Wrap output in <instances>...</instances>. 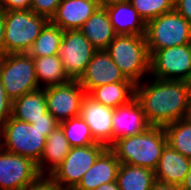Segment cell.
I'll return each mask as SVG.
<instances>
[{"label":"cell","mask_w":191,"mask_h":190,"mask_svg":"<svg viewBox=\"0 0 191 190\" xmlns=\"http://www.w3.org/2000/svg\"><path fill=\"white\" fill-rule=\"evenodd\" d=\"M145 82L135 85V98L140 103L147 122L151 126L164 127L190 117L191 88L189 82L156 78Z\"/></svg>","instance_id":"6da1fadb"},{"label":"cell","mask_w":191,"mask_h":190,"mask_svg":"<svg viewBox=\"0 0 191 190\" xmlns=\"http://www.w3.org/2000/svg\"><path fill=\"white\" fill-rule=\"evenodd\" d=\"M167 144L165 130L151 126L144 133L120 138L109 148L120 164L140 166L155 171Z\"/></svg>","instance_id":"7a4b0ae2"},{"label":"cell","mask_w":191,"mask_h":190,"mask_svg":"<svg viewBox=\"0 0 191 190\" xmlns=\"http://www.w3.org/2000/svg\"><path fill=\"white\" fill-rule=\"evenodd\" d=\"M126 79L142 82L150 73V54L145 35H117L105 49Z\"/></svg>","instance_id":"3957f363"},{"label":"cell","mask_w":191,"mask_h":190,"mask_svg":"<svg viewBox=\"0 0 191 190\" xmlns=\"http://www.w3.org/2000/svg\"><path fill=\"white\" fill-rule=\"evenodd\" d=\"M4 54L27 53L49 22L32 10L4 11Z\"/></svg>","instance_id":"277c9868"},{"label":"cell","mask_w":191,"mask_h":190,"mask_svg":"<svg viewBox=\"0 0 191 190\" xmlns=\"http://www.w3.org/2000/svg\"><path fill=\"white\" fill-rule=\"evenodd\" d=\"M46 138L47 131H40L31 123L17 120L12 116L0 128L1 148L30 158L37 164L42 157Z\"/></svg>","instance_id":"5b68a950"},{"label":"cell","mask_w":191,"mask_h":190,"mask_svg":"<svg viewBox=\"0 0 191 190\" xmlns=\"http://www.w3.org/2000/svg\"><path fill=\"white\" fill-rule=\"evenodd\" d=\"M149 54L155 50L191 43V24L175 9L146 23Z\"/></svg>","instance_id":"8992f818"},{"label":"cell","mask_w":191,"mask_h":190,"mask_svg":"<svg viewBox=\"0 0 191 190\" xmlns=\"http://www.w3.org/2000/svg\"><path fill=\"white\" fill-rule=\"evenodd\" d=\"M0 80L12 101L39 88L34 60L28 53H9L0 57Z\"/></svg>","instance_id":"52a82bcc"},{"label":"cell","mask_w":191,"mask_h":190,"mask_svg":"<svg viewBox=\"0 0 191 190\" xmlns=\"http://www.w3.org/2000/svg\"><path fill=\"white\" fill-rule=\"evenodd\" d=\"M106 148L99 143L71 147L63 162L50 175L63 190H73Z\"/></svg>","instance_id":"ba28073f"},{"label":"cell","mask_w":191,"mask_h":190,"mask_svg":"<svg viewBox=\"0 0 191 190\" xmlns=\"http://www.w3.org/2000/svg\"><path fill=\"white\" fill-rule=\"evenodd\" d=\"M150 75L156 79L191 80V43L155 50L150 55Z\"/></svg>","instance_id":"9c48e42d"},{"label":"cell","mask_w":191,"mask_h":190,"mask_svg":"<svg viewBox=\"0 0 191 190\" xmlns=\"http://www.w3.org/2000/svg\"><path fill=\"white\" fill-rule=\"evenodd\" d=\"M97 49L79 29L64 30L57 56L71 80H78Z\"/></svg>","instance_id":"30bf717a"},{"label":"cell","mask_w":191,"mask_h":190,"mask_svg":"<svg viewBox=\"0 0 191 190\" xmlns=\"http://www.w3.org/2000/svg\"><path fill=\"white\" fill-rule=\"evenodd\" d=\"M47 111L60 123L80 116L81 102L87 95L77 80L44 88Z\"/></svg>","instance_id":"8fae6325"},{"label":"cell","mask_w":191,"mask_h":190,"mask_svg":"<svg viewBox=\"0 0 191 190\" xmlns=\"http://www.w3.org/2000/svg\"><path fill=\"white\" fill-rule=\"evenodd\" d=\"M39 175L36 162L0 147V190H24Z\"/></svg>","instance_id":"7c38bea8"},{"label":"cell","mask_w":191,"mask_h":190,"mask_svg":"<svg viewBox=\"0 0 191 190\" xmlns=\"http://www.w3.org/2000/svg\"><path fill=\"white\" fill-rule=\"evenodd\" d=\"M77 81L88 94L97 86L131 80L124 77L106 50H97Z\"/></svg>","instance_id":"4fadbf2b"},{"label":"cell","mask_w":191,"mask_h":190,"mask_svg":"<svg viewBox=\"0 0 191 190\" xmlns=\"http://www.w3.org/2000/svg\"><path fill=\"white\" fill-rule=\"evenodd\" d=\"M150 127L140 103L134 97L128 103L114 109L112 144L120 138L144 133Z\"/></svg>","instance_id":"5bb4252c"},{"label":"cell","mask_w":191,"mask_h":190,"mask_svg":"<svg viewBox=\"0 0 191 190\" xmlns=\"http://www.w3.org/2000/svg\"><path fill=\"white\" fill-rule=\"evenodd\" d=\"M114 109L95 102L88 95L81 102L80 116L89 126L93 139L106 147L112 145Z\"/></svg>","instance_id":"9a60e30c"},{"label":"cell","mask_w":191,"mask_h":190,"mask_svg":"<svg viewBox=\"0 0 191 190\" xmlns=\"http://www.w3.org/2000/svg\"><path fill=\"white\" fill-rule=\"evenodd\" d=\"M98 7V0H61L50 22L62 30L80 29Z\"/></svg>","instance_id":"2e32d148"},{"label":"cell","mask_w":191,"mask_h":190,"mask_svg":"<svg viewBox=\"0 0 191 190\" xmlns=\"http://www.w3.org/2000/svg\"><path fill=\"white\" fill-rule=\"evenodd\" d=\"M119 166L114 152L107 147L73 190H95L101 184L116 181Z\"/></svg>","instance_id":"e0dca14e"},{"label":"cell","mask_w":191,"mask_h":190,"mask_svg":"<svg viewBox=\"0 0 191 190\" xmlns=\"http://www.w3.org/2000/svg\"><path fill=\"white\" fill-rule=\"evenodd\" d=\"M190 168L191 159L166 144L154 171L156 181L179 187Z\"/></svg>","instance_id":"ac0fdd59"},{"label":"cell","mask_w":191,"mask_h":190,"mask_svg":"<svg viewBox=\"0 0 191 190\" xmlns=\"http://www.w3.org/2000/svg\"><path fill=\"white\" fill-rule=\"evenodd\" d=\"M105 8L116 35H145L146 23L130 1Z\"/></svg>","instance_id":"d6986e66"},{"label":"cell","mask_w":191,"mask_h":190,"mask_svg":"<svg viewBox=\"0 0 191 190\" xmlns=\"http://www.w3.org/2000/svg\"><path fill=\"white\" fill-rule=\"evenodd\" d=\"M79 30L97 50H105L117 36L105 7H98Z\"/></svg>","instance_id":"ffe728a7"},{"label":"cell","mask_w":191,"mask_h":190,"mask_svg":"<svg viewBox=\"0 0 191 190\" xmlns=\"http://www.w3.org/2000/svg\"><path fill=\"white\" fill-rule=\"evenodd\" d=\"M70 149L62 127L57 126L46 138L42 157L37 164L40 174L50 175L63 162Z\"/></svg>","instance_id":"44dd1931"},{"label":"cell","mask_w":191,"mask_h":190,"mask_svg":"<svg viewBox=\"0 0 191 190\" xmlns=\"http://www.w3.org/2000/svg\"><path fill=\"white\" fill-rule=\"evenodd\" d=\"M135 85L132 81L104 84L93 88L87 95L95 102L115 109L135 97Z\"/></svg>","instance_id":"7402d4cb"},{"label":"cell","mask_w":191,"mask_h":190,"mask_svg":"<svg viewBox=\"0 0 191 190\" xmlns=\"http://www.w3.org/2000/svg\"><path fill=\"white\" fill-rule=\"evenodd\" d=\"M47 111L46 96L44 88H38L28 92L12 101V117L20 120L34 123V120L43 118Z\"/></svg>","instance_id":"603a6c76"},{"label":"cell","mask_w":191,"mask_h":190,"mask_svg":"<svg viewBox=\"0 0 191 190\" xmlns=\"http://www.w3.org/2000/svg\"><path fill=\"white\" fill-rule=\"evenodd\" d=\"M33 60L39 88L62 85L71 81L64 71L63 63L57 54L33 58ZM40 80L44 83L43 87Z\"/></svg>","instance_id":"cb8c5ba5"},{"label":"cell","mask_w":191,"mask_h":190,"mask_svg":"<svg viewBox=\"0 0 191 190\" xmlns=\"http://www.w3.org/2000/svg\"><path fill=\"white\" fill-rule=\"evenodd\" d=\"M116 182L120 190H151L156 182V177L153 170L120 164Z\"/></svg>","instance_id":"d4e9b609"},{"label":"cell","mask_w":191,"mask_h":190,"mask_svg":"<svg viewBox=\"0 0 191 190\" xmlns=\"http://www.w3.org/2000/svg\"><path fill=\"white\" fill-rule=\"evenodd\" d=\"M63 33L64 30L49 21L27 53L32 58L57 54L61 45Z\"/></svg>","instance_id":"484cf974"},{"label":"cell","mask_w":191,"mask_h":190,"mask_svg":"<svg viewBox=\"0 0 191 190\" xmlns=\"http://www.w3.org/2000/svg\"><path fill=\"white\" fill-rule=\"evenodd\" d=\"M163 128L167 136V144L191 159V118L175 121Z\"/></svg>","instance_id":"4316f807"},{"label":"cell","mask_w":191,"mask_h":190,"mask_svg":"<svg viewBox=\"0 0 191 190\" xmlns=\"http://www.w3.org/2000/svg\"><path fill=\"white\" fill-rule=\"evenodd\" d=\"M71 147L86 146L97 143L89 126L81 116L64 120L59 124Z\"/></svg>","instance_id":"83f0119b"},{"label":"cell","mask_w":191,"mask_h":190,"mask_svg":"<svg viewBox=\"0 0 191 190\" xmlns=\"http://www.w3.org/2000/svg\"><path fill=\"white\" fill-rule=\"evenodd\" d=\"M175 0H130L145 23L174 10Z\"/></svg>","instance_id":"f1b7e54d"},{"label":"cell","mask_w":191,"mask_h":190,"mask_svg":"<svg viewBox=\"0 0 191 190\" xmlns=\"http://www.w3.org/2000/svg\"><path fill=\"white\" fill-rule=\"evenodd\" d=\"M60 2L61 0H31L30 10L50 21L56 13Z\"/></svg>","instance_id":"f546056e"},{"label":"cell","mask_w":191,"mask_h":190,"mask_svg":"<svg viewBox=\"0 0 191 190\" xmlns=\"http://www.w3.org/2000/svg\"><path fill=\"white\" fill-rule=\"evenodd\" d=\"M24 190H63L51 175L40 174Z\"/></svg>","instance_id":"4dcf8cb0"},{"label":"cell","mask_w":191,"mask_h":190,"mask_svg":"<svg viewBox=\"0 0 191 190\" xmlns=\"http://www.w3.org/2000/svg\"><path fill=\"white\" fill-rule=\"evenodd\" d=\"M12 115V100L7 96L0 80V128Z\"/></svg>","instance_id":"1f68e13d"},{"label":"cell","mask_w":191,"mask_h":190,"mask_svg":"<svg viewBox=\"0 0 191 190\" xmlns=\"http://www.w3.org/2000/svg\"><path fill=\"white\" fill-rule=\"evenodd\" d=\"M59 124L60 122L48 111H46L43 114V118L34 120V123L32 125L33 127L39 129L40 131H47V137H48V135L53 131V129L59 126Z\"/></svg>","instance_id":"d6a6232c"},{"label":"cell","mask_w":191,"mask_h":190,"mask_svg":"<svg viewBox=\"0 0 191 190\" xmlns=\"http://www.w3.org/2000/svg\"><path fill=\"white\" fill-rule=\"evenodd\" d=\"M0 8L9 10H30L31 0H0Z\"/></svg>","instance_id":"836d02e7"},{"label":"cell","mask_w":191,"mask_h":190,"mask_svg":"<svg viewBox=\"0 0 191 190\" xmlns=\"http://www.w3.org/2000/svg\"><path fill=\"white\" fill-rule=\"evenodd\" d=\"M174 9L191 24V0H175Z\"/></svg>","instance_id":"e575fe53"},{"label":"cell","mask_w":191,"mask_h":190,"mask_svg":"<svg viewBox=\"0 0 191 190\" xmlns=\"http://www.w3.org/2000/svg\"><path fill=\"white\" fill-rule=\"evenodd\" d=\"M5 20L4 10L0 8V57L4 55Z\"/></svg>","instance_id":"d590c367"},{"label":"cell","mask_w":191,"mask_h":190,"mask_svg":"<svg viewBox=\"0 0 191 190\" xmlns=\"http://www.w3.org/2000/svg\"><path fill=\"white\" fill-rule=\"evenodd\" d=\"M151 190H179V187L156 181Z\"/></svg>","instance_id":"8d00e7d4"},{"label":"cell","mask_w":191,"mask_h":190,"mask_svg":"<svg viewBox=\"0 0 191 190\" xmlns=\"http://www.w3.org/2000/svg\"><path fill=\"white\" fill-rule=\"evenodd\" d=\"M179 190H191V168L179 186Z\"/></svg>","instance_id":"74e56055"},{"label":"cell","mask_w":191,"mask_h":190,"mask_svg":"<svg viewBox=\"0 0 191 190\" xmlns=\"http://www.w3.org/2000/svg\"><path fill=\"white\" fill-rule=\"evenodd\" d=\"M95 190H120V188H119L117 182L114 181V182L101 184Z\"/></svg>","instance_id":"f35d334b"},{"label":"cell","mask_w":191,"mask_h":190,"mask_svg":"<svg viewBox=\"0 0 191 190\" xmlns=\"http://www.w3.org/2000/svg\"><path fill=\"white\" fill-rule=\"evenodd\" d=\"M127 1L130 0H98V3L100 7H108L114 4L123 3Z\"/></svg>","instance_id":"ab89813d"}]
</instances>
